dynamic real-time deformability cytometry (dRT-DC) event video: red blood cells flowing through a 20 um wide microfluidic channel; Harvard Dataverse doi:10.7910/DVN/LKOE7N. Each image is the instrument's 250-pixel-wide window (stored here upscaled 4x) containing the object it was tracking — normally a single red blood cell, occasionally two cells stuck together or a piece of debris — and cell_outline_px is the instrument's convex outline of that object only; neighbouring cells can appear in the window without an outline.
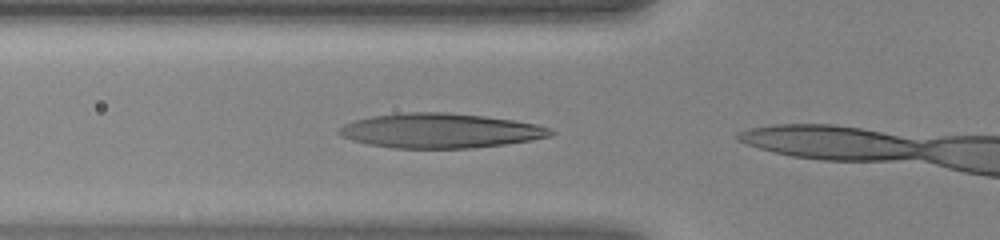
{"species": "human", "species_latin": "Homo sapiens", "temperature_condition": "warm", "stored_images_in_passage": 6, "camera_frame_rate_fps": 3000, "um_per_image_px": 0.085, "donor": {"sex": "female"}, "frame": {"image": 1, "passage_image": 2, "time_ms": 0.333, "image_size_px": [1000, 240], "cell_outline_px": [[556, 132], [552, 136], [532, 140], [504, 144], [472, 148], [392, 148], [368, 144], [352, 140], [340, 136], [336, 132], [344, 124], [356, 120], [372, 116], [400, 112], [444, 112], [484, 116], [512, 120], [536, 124], [548, 128]], "centroid_in_image_um": [37.4, 11.11], "position_along_channel_um": 88.4, "area_um2": 42.71}}
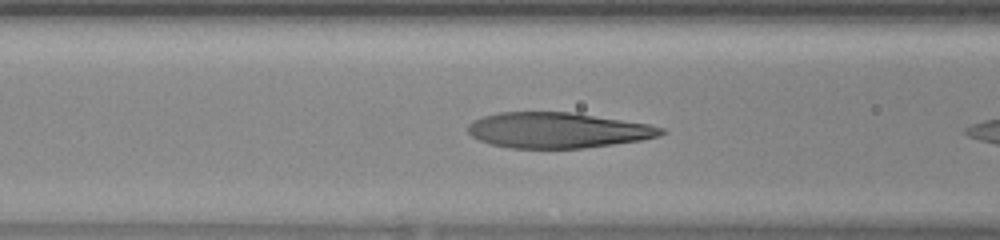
{"frame": {"image": 2, "passage_image": 4, "time_ms": 1.0, "image_size_px": [1000, 240], "cell_outline_px": [[664, 132], [660, 136], [640, 140], [584, 148], [508, 148], [492, 144], [480, 140], [472, 136], [468, 132], [468, 124], [484, 116], [496, 112], [572, 112], [648, 124], [664, 128]], "centroid_in_image_um": [47.39, 11.07], "position_along_channel_um": 119.2, "area_um2": 39.77}}